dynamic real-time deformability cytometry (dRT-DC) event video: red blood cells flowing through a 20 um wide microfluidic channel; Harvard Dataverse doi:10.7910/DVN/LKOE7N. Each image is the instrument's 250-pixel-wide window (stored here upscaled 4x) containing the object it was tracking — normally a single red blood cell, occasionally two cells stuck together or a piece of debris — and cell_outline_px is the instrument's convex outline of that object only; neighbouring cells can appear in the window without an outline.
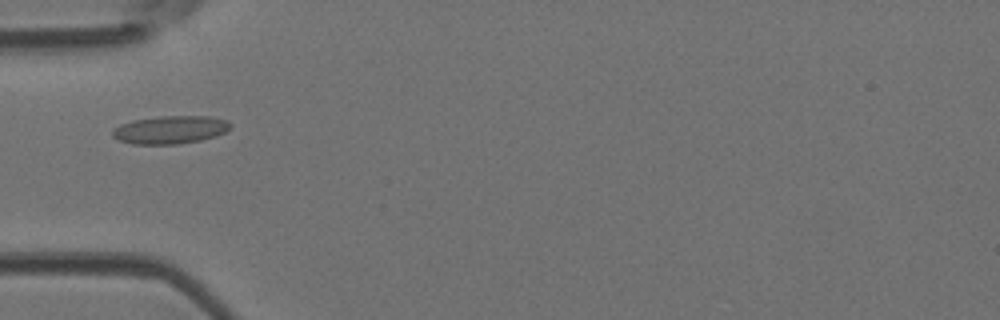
{"species": "Egyptian fruit bat (a non-hibernating species)", "species_latin": "Rousettus aegyptiacus", "temperature_condition": "room temperature", "stored_images_in_passage": 6, "camera_frame_rate_fps": 3000, "um_per_image_px": 0.085, "animal": {"sex": "female"}, "frame": {"image": 1, "passage_image": 5, "time_ms": 1.333, "image_size_px": [1000, 320], "cell_outline_px": [[232, 124], [224, 132], [216, 136], [200, 140], [176, 144], [132, 144], [120, 140], [112, 136], [112, 128], [120, 124], [132, 120], [160, 116], [208, 116], [228, 120]], "centroid_in_image_um": [14.44, 11.02], "position_along_channel_um": 70.6, "area_um2": 19.25}}
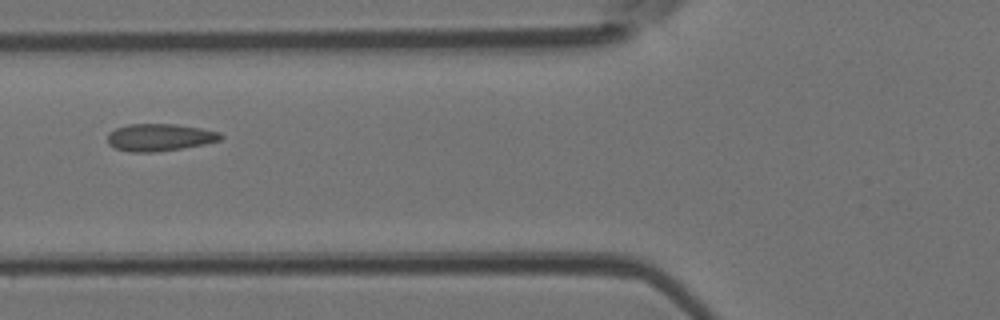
{"frame": {"image": 2, "passage_image": 6, "time_ms": 1.667, "image_size_px": [1000, 320], "cell_outline_px": [[224, 136], [220, 140], [204, 144], [156, 152], [128, 152], [116, 148], [108, 144], [108, 132], [116, 128], [128, 124], [176, 124], [200, 128], [220, 132]], "centroid_in_image_um": [13.55, 11.67], "position_along_channel_um": 112.2, "area_um2": 17.98}}